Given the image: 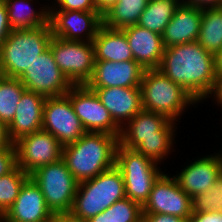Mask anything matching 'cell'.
<instances>
[{
    "label": "cell",
    "mask_w": 222,
    "mask_h": 222,
    "mask_svg": "<svg viewBox=\"0 0 222 222\" xmlns=\"http://www.w3.org/2000/svg\"><path fill=\"white\" fill-rule=\"evenodd\" d=\"M50 24L27 29H12L0 45L2 75L19 78L50 45Z\"/></svg>",
    "instance_id": "5"
},
{
    "label": "cell",
    "mask_w": 222,
    "mask_h": 222,
    "mask_svg": "<svg viewBox=\"0 0 222 222\" xmlns=\"http://www.w3.org/2000/svg\"><path fill=\"white\" fill-rule=\"evenodd\" d=\"M140 90L144 110L162 114L176 123L181 122L179 120L187 110H190V107L197 108L200 104L184 88L158 69L144 71Z\"/></svg>",
    "instance_id": "4"
},
{
    "label": "cell",
    "mask_w": 222,
    "mask_h": 222,
    "mask_svg": "<svg viewBox=\"0 0 222 222\" xmlns=\"http://www.w3.org/2000/svg\"><path fill=\"white\" fill-rule=\"evenodd\" d=\"M177 125L162 114L142 109L121 128L119 144L163 166L176 150Z\"/></svg>",
    "instance_id": "2"
},
{
    "label": "cell",
    "mask_w": 222,
    "mask_h": 222,
    "mask_svg": "<svg viewBox=\"0 0 222 222\" xmlns=\"http://www.w3.org/2000/svg\"><path fill=\"white\" fill-rule=\"evenodd\" d=\"M222 211V175L208 191L192 198V212Z\"/></svg>",
    "instance_id": "31"
},
{
    "label": "cell",
    "mask_w": 222,
    "mask_h": 222,
    "mask_svg": "<svg viewBox=\"0 0 222 222\" xmlns=\"http://www.w3.org/2000/svg\"><path fill=\"white\" fill-rule=\"evenodd\" d=\"M52 212L39 186L29 177L13 205L2 216L3 222H47Z\"/></svg>",
    "instance_id": "18"
},
{
    "label": "cell",
    "mask_w": 222,
    "mask_h": 222,
    "mask_svg": "<svg viewBox=\"0 0 222 222\" xmlns=\"http://www.w3.org/2000/svg\"><path fill=\"white\" fill-rule=\"evenodd\" d=\"M47 222H82L71 213H52Z\"/></svg>",
    "instance_id": "40"
},
{
    "label": "cell",
    "mask_w": 222,
    "mask_h": 222,
    "mask_svg": "<svg viewBox=\"0 0 222 222\" xmlns=\"http://www.w3.org/2000/svg\"><path fill=\"white\" fill-rule=\"evenodd\" d=\"M3 75H2V71H1V67H0V78L2 77Z\"/></svg>",
    "instance_id": "43"
},
{
    "label": "cell",
    "mask_w": 222,
    "mask_h": 222,
    "mask_svg": "<svg viewBox=\"0 0 222 222\" xmlns=\"http://www.w3.org/2000/svg\"><path fill=\"white\" fill-rule=\"evenodd\" d=\"M145 69L136 61H95L88 88L140 87Z\"/></svg>",
    "instance_id": "17"
},
{
    "label": "cell",
    "mask_w": 222,
    "mask_h": 222,
    "mask_svg": "<svg viewBox=\"0 0 222 222\" xmlns=\"http://www.w3.org/2000/svg\"><path fill=\"white\" fill-rule=\"evenodd\" d=\"M142 222H187V219L162 213H143Z\"/></svg>",
    "instance_id": "36"
},
{
    "label": "cell",
    "mask_w": 222,
    "mask_h": 222,
    "mask_svg": "<svg viewBox=\"0 0 222 222\" xmlns=\"http://www.w3.org/2000/svg\"><path fill=\"white\" fill-rule=\"evenodd\" d=\"M181 2L200 9L222 7V0H181Z\"/></svg>",
    "instance_id": "37"
},
{
    "label": "cell",
    "mask_w": 222,
    "mask_h": 222,
    "mask_svg": "<svg viewBox=\"0 0 222 222\" xmlns=\"http://www.w3.org/2000/svg\"><path fill=\"white\" fill-rule=\"evenodd\" d=\"M203 9L181 3L162 34L164 48L197 41Z\"/></svg>",
    "instance_id": "22"
},
{
    "label": "cell",
    "mask_w": 222,
    "mask_h": 222,
    "mask_svg": "<svg viewBox=\"0 0 222 222\" xmlns=\"http://www.w3.org/2000/svg\"><path fill=\"white\" fill-rule=\"evenodd\" d=\"M45 99L44 95L33 91L23 92L15 116L8 125L9 137L13 143L42 129Z\"/></svg>",
    "instance_id": "20"
},
{
    "label": "cell",
    "mask_w": 222,
    "mask_h": 222,
    "mask_svg": "<svg viewBox=\"0 0 222 222\" xmlns=\"http://www.w3.org/2000/svg\"><path fill=\"white\" fill-rule=\"evenodd\" d=\"M14 144L17 166L29 175L39 167L62 158L63 145L43 129L20 138Z\"/></svg>",
    "instance_id": "13"
},
{
    "label": "cell",
    "mask_w": 222,
    "mask_h": 222,
    "mask_svg": "<svg viewBox=\"0 0 222 222\" xmlns=\"http://www.w3.org/2000/svg\"><path fill=\"white\" fill-rule=\"evenodd\" d=\"M4 2L12 29L35 28L49 23L48 4H42L39 0H4ZM37 4L41 7L39 8Z\"/></svg>",
    "instance_id": "24"
},
{
    "label": "cell",
    "mask_w": 222,
    "mask_h": 222,
    "mask_svg": "<svg viewBox=\"0 0 222 222\" xmlns=\"http://www.w3.org/2000/svg\"><path fill=\"white\" fill-rule=\"evenodd\" d=\"M181 3V0H148L138 25L162 35Z\"/></svg>",
    "instance_id": "26"
},
{
    "label": "cell",
    "mask_w": 222,
    "mask_h": 222,
    "mask_svg": "<svg viewBox=\"0 0 222 222\" xmlns=\"http://www.w3.org/2000/svg\"><path fill=\"white\" fill-rule=\"evenodd\" d=\"M216 77L222 76V49L214 54Z\"/></svg>",
    "instance_id": "42"
},
{
    "label": "cell",
    "mask_w": 222,
    "mask_h": 222,
    "mask_svg": "<svg viewBox=\"0 0 222 222\" xmlns=\"http://www.w3.org/2000/svg\"><path fill=\"white\" fill-rule=\"evenodd\" d=\"M60 70L73 85H86L95 66L93 42L52 37L49 45Z\"/></svg>",
    "instance_id": "9"
},
{
    "label": "cell",
    "mask_w": 222,
    "mask_h": 222,
    "mask_svg": "<svg viewBox=\"0 0 222 222\" xmlns=\"http://www.w3.org/2000/svg\"><path fill=\"white\" fill-rule=\"evenodd\" d=\"M122 30L125 32L134 61L145 70L157 69L164 51L162 35L138 24Z\"/></svg>",
    "instance_id": "21"
},
{
    "label": "cell",
    "mask_w": 222,
    "mask_h": 222,
    "mask_svg": "<svg viewBox=\"0 0 222 222\" xmlns=\"http://www.w3.org/2000/svg\"><path fill=\"white\" fill-rule=\"evenodd\" d=\"M49 1L50 0L45 1V3L47 2L49 6V10L98 11L94 0H51V2Z\"/></svg>",
    "instance_id": "32"
},
{
    "label": "cell",
    "mask_w": 222,
    "mask_h": 222,
    "mask_svg": "<svg viewBox=\"0 0 222 222\" xmlns=\"http://www.w3.org/2000/svg\"><path fill=\"white\" fill-rule=\"evenodd\" d=\"M17 167V152L13 143L0 150V177L12 172Z\"/></svg>",
    "instance_id": "33"
},
{
    "label": "cell",
    "mask_w": 222,
    "mask_h": 222,
    "mask_svg": "<svg viewBox=\"0 0 222 222\" xmlns=\"http://www.w3.org/2000/svg\"><path fill=\"white\" fill-rule=\"evenodd\" d=\"M98 12L102 15L107 9L114 5L118 0H94Z\"/></svg>",
    "instance_id": "41"
},
{
    "label": "cell",
    "mask_w": 222,
    "mask_h": 222,
    "mask_svg": "<svg viewBox=\"0 0 222 222\" xmlns=\"http://www.w3.org/2000/svg\"><path fill=\"white\" fill-rule=\"evenodd\" d=\"M157 69L200 104L209 102L216 82L214 54L204 50L197 41L164 48Z\"/></svg>",
    "instance_id": "1"
},
{
    "label": "cell",
    "mask_w": 222,
    "mask_h": 222,
    "mask_svg": "<svg viewBox=\"0 0 222 222\" xmlns=\"http://www.w3.org/2000/svg\"><path fill=\"white\" fill-rule=\"evenodd\" d=\"M187 222H222V211L192 212Z\"/></svg>",
    "instance_id": "35"
},
{
    "label": "cell",
    "mask_w": 222,
    "mask_h": 222,
    "mask_svg": "<svg viewBox=\"0 0 222 222\" xmlns=\"http://www.w3.org/2000/svg\"><path fill=\"white\" fill-rule=\"evenodd\" d=\"M49 24L53 37L92 42L102 25V15L98 11L49 10Z\"/></svg>",
    "instance_id": "16"
},
{
    "label": "cell",
    "mask_w": 222,
    "mask_h": 222,
    "mask_svg": "<svg viewBox=\"0 0 222 222\" xmlns=\"http://www.w3.org/2000/svg\"><path fill=\"white\" fill-rule=\"evenodd\" d=\"M30 177L39 186L52 213H70L79 182L62 158L39 167Z\"/></svg>",
    "instance_id": "8"
},
{
    "label": "cell",
    "mask_w": 222,
    "mask_h": 222,
    "mask_svg": "<svg viewBox=\"0 0 222 222\" xmlns=\"http://www.w3.org/2000/svg\"><path fill=\"white\" fill-rule=\"evenodd\" d=\"M109 111L114 122L122 128L142 108L140 87L89 88Z\"/></svg>",
    "instance_id": "19"
},
{
    "label": "cell",
    "mask_w": 222,
    "mask_h": 222,
    "mask_svg": "<svg viewBox=\"0 0 222 222\" xmlns=\"http://www.w3.org/2000/svg\"><path fill=\"white\" fill-rule=\"evenodd\" d=\"M148 0H118L102 14V24L111 29H124L138 24Z\"/></svg>",
    "instance_id": "25"
},
{
    "label": "cell",
    "mask_w": 222,
    "mask_h": 222,
    "mask_svg": "<svg viewBox=\"0 0 222 222\" xmlns=\"http://www.w3.org/2000/svg\"><path fill=\"white\" fill-rule=\"evenodd\" d=\"M95 61L123 62L134 60L125 32L101 25L93 39Z\"/></svg>",
    "instance_id": "23"
},
{
    "label": "cell",
    "mask_w": 222,
    "mask_h": 222,
    "mask_svg": "<svg viewBox=\"0 0 222 222\" xmlns=\"http://www.w3.org/2000/svg\"><path fill=\"white\" fill-rule=\"evenodd\" d=\"M213 99L212 103L216 104L217 107L222 108V76L216 77V82L212 93L208 99Z\"/></svg>",
    "instance_id": "38"
},
{
    "label": "cell",
    "mask_w": 222,
    "mask_h": 222,
    "mask_svg": "<svg viewBox=\"0 0 222 222\" xmlns=\"http://www.w3.org/2000/svg\"><path fill=\"white\" fill-rule=\"evenodd\" d=\"M168 173L164 172L154 183L142 213H162L187 219L192 214V198Z\"/></svg>",
    "instance_id": "15"
},
{
    "label": "cell",
    "mask_w": 222,
    "mask_h": 222,
    "mask_svg": "<svg viewBox=\"0 0 222 222\" xmlns=\"http://www.w3.org/2000/svg\"><path fill=\"white\" fill-rule=\"evenodd\" d=\"M42 129L51 133L63 146L76 142L86 133L66 95L46 97Z\"/></svg>",
    "instance_id": "12"
},
{
    "label": "cell",
    "mask_w": 222,
    "mask_h": 222,
    "mask_svg": "<svg viewBox=\"0 0 222 222\" xmlns=\"http://www.w3.org/2000/svg\"><path fill=\"white\" fill-rule=\"evenodd\" d=\"M29 177L30 175L19 166L0 177V217L13 205L22 185Z\"/></svg>",
    "instance_id": "30"
},
{
    "label": "cell",
    "mask_w": 222,
    "mask_h": 222,
    "mask_svg": "<svg viewBox=\"0 0 222 222\" xmlns=\"http://www.w3.org/2000/svg\"><path fill=\"white\" fill-rule=\"evenodd\" d=\"M12 28L8 21L7 6L4 0H0V45L7 39Z\"/></svg>",
    "instance_id": "34"
},
{
    "label": "cell",
    "mask_w": 222,
    "mask_h": 222,
    "mask_svg": "<svg viewBox=\"0 0 222 222\" xmlns=\"http://www.w3.org/2000/svg\"><path fill=\"white\" fill-rule=\"evenodd\" d=\"M115 166L123 176L126 197L141 206L148 200L154 183L166 171L153 159L120 144L116 150Z\"/></svg>",
    "instance_id": "7"
},
{
    "label": "cell",
    "mask_w": 222,
    "mask_h": 222,
    "mask_svg": "<svg viewBox=\"0 0 222 222\" xmlns=\"http://www.w3.org/2000/svg\"><path fill=\"white\" fill-rule=\"evenodd\" d=\"M25 90L19 78H0V121L7 126L12 122L17 104Z\"/></svg>",
    "instance_id": "28"
},
{
    "label": "cell",
    "mask_w": 222,
    "mask_h": 222,
    "mask_svg": "<svg viewBox=\"0 0 222 222\" xmlns=\"http://www.w3.org/2000/svg\"><path fill=\"white\" fill-rule=\"evenodd\" d=\"M142 206L125 197L85 222H142Z\"/></svg>",
    "instance_id": "29"
},
{
    "label": "cell",
    "mask_w": 222,
    "mask_h": 222,
    "mask_svg": "<svg viewBox=\"0 0 222 222\" xmlns=\"http://www.w3.org/2000/svg\"><path fill=\"white\" fill-rule=\"evenodd\" d=\"M28 91L45 97L64 96L74 86L58 67L50 47L19 77Z\"/></svg>",
    "instance_id": "10"
},
{
    "label": "cell",
    "mask_w": 222,
    "mask_h": 222,
    "mask_svg": "<svg viewBox=\"0 0 222 222\" xmlns=\"http://www.w3.org/2000/svg\"><path fill=\"white\" fill-rule=\"evenodd\" d=\"M66 96L86 132H104L120 136L121 128L114 122L96 93L86 85H74Z\"/></svg>",
    "instance_id": "11"
},
{
    "label": "cell",
    "mask_w": 222,
    "mask_h": 222,
    "mask_svg": "<svg viewBox=\"0 0 222 222\" xmlns=\"http://www.w3.org/2000/svg\"><path fill=\"white\" fill-rule=\"evenodd\" d=\"M213 153L192 157L180 171L172 174L191 198L208 191L222 175V150Z\"/></svg>",
    "instance_id": "14"
},
{
    "label": "cell",
    "mask_w": 222,
    "mask_h": 222,
    "mask_svg": "<svg viewBox=\"0 0 222 222\" xmlns=\"http://www.w3.org/2000/svg\"><path fill=\"white\" fill-rule=\"evenodd\" d=\"M118 144V136L86 132L76 142L63 146L62 159L75 179L82 182L115 166Z\"/></svg>",
    "instance_id": "3"
},
{
    "label": "cell",
    "mask_w": 222,
    "mask_h": 222,
    "mask_svg": "<svg viewBox=\"0 0 222 222\" xmlns=\"http://www.w3.org/2000/svg\"><path fill=\"white\" fill-rule=\"evenodd\" d=\"M197 42L212 54L222 49V7L203 9Z\"/></svg>",
    "instance_id": "27"
},
{
    "label": "cell",
    "mask_w": 222,
    "mask_h": 222,
    "mask_svg": "<svg viewBox=\"0 0 222 222\" xmlns=\"http://www.w3.org/2000/svg\"><path fill=\"white\" fill-rule=\"evenodd\" d=\"M125 197L123 176L113 166L92 179L78 183L70 213L85 222Z\"/></svg>",
    "instance_id": "6"
},
{
    "label": "cell",
    "mask_w": 222,
    "mask_h": 222,
    "mask_svg": "<svg viewBox=\"0 0 222 222\" xmlns=\"http://www.w3.org/2000/svg\"><path fill=\"white\" fill-rule=\"evenodd\" d=\"M13 142L9 137L8 126L0 121V150L9 147Z\"/></svg>",
    "instance_id": "39"
}]
</instances>
